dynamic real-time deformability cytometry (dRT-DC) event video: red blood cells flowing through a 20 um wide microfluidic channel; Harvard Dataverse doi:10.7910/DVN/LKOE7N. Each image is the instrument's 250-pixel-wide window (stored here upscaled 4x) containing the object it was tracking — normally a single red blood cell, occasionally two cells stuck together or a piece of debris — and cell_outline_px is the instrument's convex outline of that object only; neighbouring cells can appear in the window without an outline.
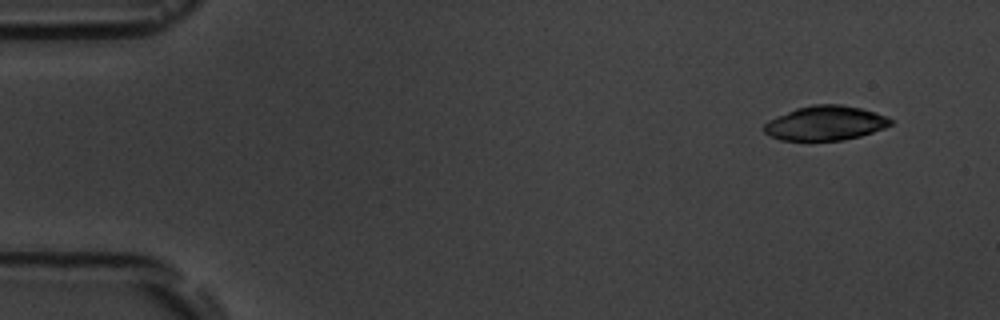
{"species": "common noctule bat (a hibernating species)", "species_latin": "Nyctalus noctula", "temperature_condition": "room temperature", "stored_images_in_passage": 4, "camera_frame_rate_fps": 3000, "um_per_image_px": 0.085, "animal": {"sex": "male", "body_mass_g": 19.5, "forearm_length_mm": 54.6}, "frame": {"image": 1, "passage_image": 1, "time_ms": 0.0, "image_size_px": [1000, 320], "cell_outline_px": [[892, 124], [884, 128], [860, 136], [844, 140], [780, 140], [764, 132], [760, 128], [768, 120], [796, 108], [812, 104], [840, 104], [860, 108], [876, 112], [892, 120]], "centroid_in_image_um": [70.12, 10.46], "position_along_channel_um": 14.9, "area_um2": 25.37}}
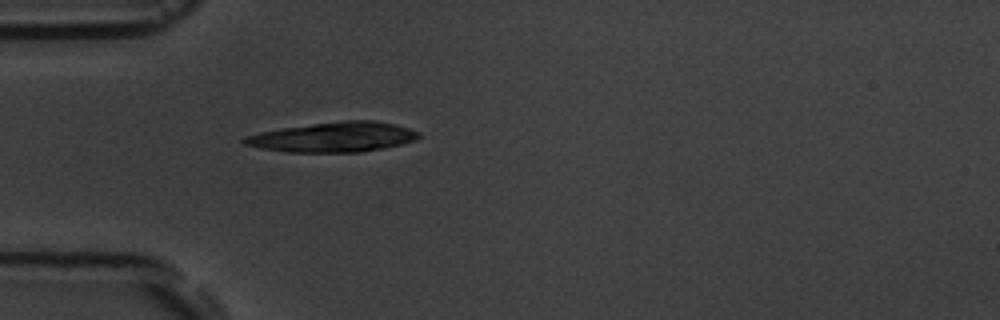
{"frame": {"image": 2, "passage_image": 4, "time_ms": 4.0, "image_size_px": [1000, 320], "cell_outline_px": [[420, 136], [416, 140], [404, 144], [384, 148], [360, 152], [288, 152], [260, 148], [244, 144], [240, 140], [244, 136], [260, 132], [280, 128], [344, 120], [376, 120], [396, 124], [420, 132]], "centroid_in_image_um": [28.36, 11.65], "position_along_channel_um": 56.6, "area_um2": 30.63}}